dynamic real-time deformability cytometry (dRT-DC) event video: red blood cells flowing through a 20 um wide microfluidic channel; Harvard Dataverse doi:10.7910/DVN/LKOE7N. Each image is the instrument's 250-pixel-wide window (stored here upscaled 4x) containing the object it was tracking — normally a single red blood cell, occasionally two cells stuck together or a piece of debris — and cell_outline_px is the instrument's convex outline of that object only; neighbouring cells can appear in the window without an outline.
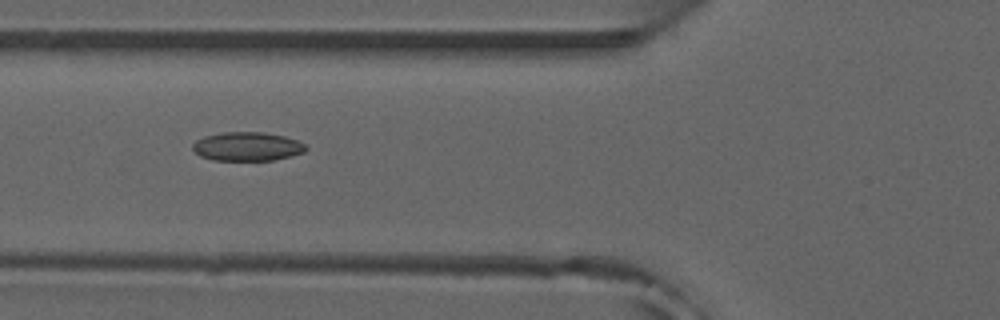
{"species": "common noctule bat (a hibernating species)", "species_latin": "Nyctalus noctula", "temperature_condition": "room temperature", "stored_images_in_passage": 38, "camera_frame_rate_fps": 3000, "um_per_image_px": 0.085, "animal": {"sex": "male", "forearm_length_mm": 52.5}, "frame": {"image": 1, "passage_image": 6, "time_ms": 1.667, "image_size_px": [1000, 320], "cell_outline_px": [[308, 148], [304, 152], [292, 156], [272, 160], [212, 160], [200, 156], [192, 148], [192, 144], [196, 140], [204, 136], [224, 132], [264, 132], [284, 136], [296, 140], [304, 144]], "centroid_in_image_um": [21.01, 12.45], "position_along_channel_um": 104.8, "area_um2": 19.02}, "authors_computed_cell_mechanics": {"area_um2": 18.3515, "velocity_mm_per_s": 3.9547, "shape_relaxation_time_tau1_ms": null, "shape_relaxation_time_tau2_ms": 2.1638, "deformation_change_tau1": null, "deformation_change_tau2": 0.0677}}